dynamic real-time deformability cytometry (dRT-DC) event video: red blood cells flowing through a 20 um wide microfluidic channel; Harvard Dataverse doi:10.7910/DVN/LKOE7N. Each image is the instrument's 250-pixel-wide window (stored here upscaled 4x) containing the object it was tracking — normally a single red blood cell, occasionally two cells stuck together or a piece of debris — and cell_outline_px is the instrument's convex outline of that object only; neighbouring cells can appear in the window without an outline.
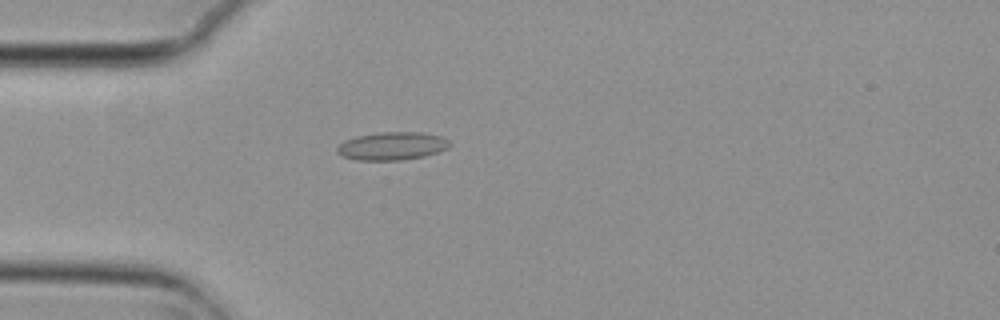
{"species": "common noctule bat (a hibernating species)", "species_latin": "Nyctalus noctula", "temperature_condition": "cold", "stored_images_in_passage": 5, "camera_frame_rate_fps": 3000, "um_per_image_px": 0.085, "animal": {"sex": "female", "body_mass_g": 29.2, "forearm_length_mm": 56.3}, "frame": {"image": 1, "passage_image": 5, "time_ms": 1.333, "image_size_px": [1000, 320], "cell_outline_px": [[452, 144], [448, 148], [440, 152], [424, 156], [400, 160], [356, 160], [340, 156], [336, 152], [336, 148], [344, 140], [356, 136], [380, 132], [420, 132], [440, 136], [448, 140]], "centroid_in_image_um": [33.31, 12.41], "position_along_channel_um": 51.7, "area_um2": 18.55}}